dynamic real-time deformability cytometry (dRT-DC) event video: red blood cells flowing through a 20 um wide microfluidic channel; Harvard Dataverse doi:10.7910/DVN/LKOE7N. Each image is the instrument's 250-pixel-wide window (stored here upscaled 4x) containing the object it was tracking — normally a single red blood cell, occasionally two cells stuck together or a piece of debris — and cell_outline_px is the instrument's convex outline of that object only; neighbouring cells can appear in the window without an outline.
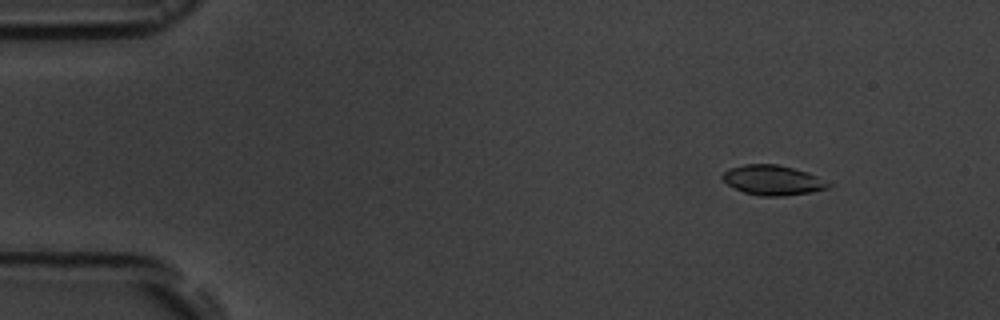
{"species": "common noctule bat (a hibernating species)", "species_latin": "Nyctalus noctula", "temperature_condition": "room temperature", "stored_images_in_passage": 49, "camera_frame_rate_fps": 3000, "um_per_image_px": 0.085, "animal": {"sex": "male", "body_mass_g": 19.5, "forearm_length_mm": 54.6}, "frame": {"image": 1, "passage_image": 1, "time_ms": 0.0, "image_size_px": [1000, 320], "cell_outline_px": [[832, 184], [828, 188], [812, 192], [780, 196], [760, 196], [744, 192], [728, 184], [720, 176], [728, 168], [744, 164], [776, 164], [808, 172]], "centroid_in_image_um": [65.67, 15.31], "position_along_channel_um": 19.3, "area_um2": 18.32}}
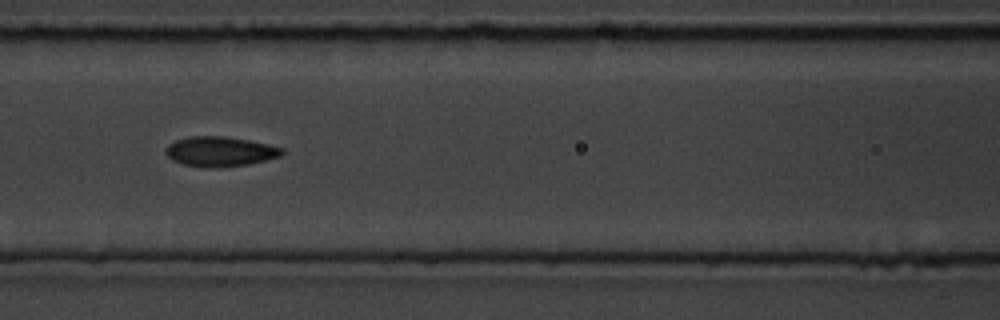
{"frame": {"image": 2, "passage_image": 19, "time_ms": 6.0, "image_size_px": [1000, 320], "cell_outline_px": [[284, 152], [280, 156], [248, 164], [220, 168], [208, 168], [184, 164], [172, 160], [164, 152], [164, 148], [168, 144], [176, 140], [192, 136], [224, 136], [248, 140], [268, 144], [284, 148]], "centroid_in_image_um": [18.68, 12.88], "position_along_channel_um": 147.9, "area_um2": 20.29}}
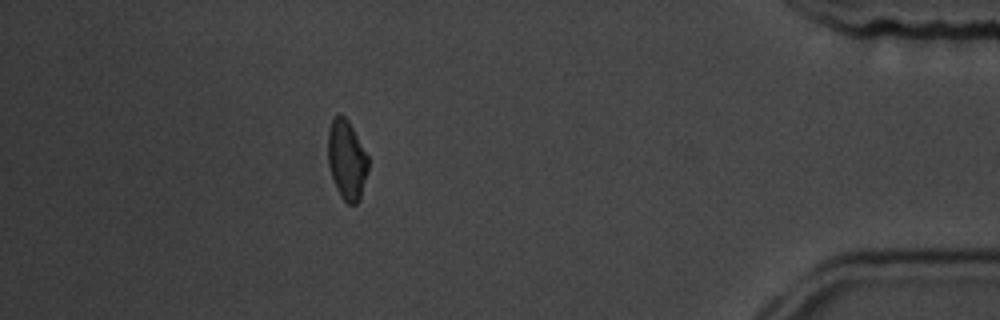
{"frame": {"image": 3, "passage_image": 44, "time_ms": 14.333, "image_size_px": [1000, 320], "cell_outline_px": [[368, 172], [360, 200], [356, 204], [348, 204], [340, 196], [336, 188], [328, 164], [328, 132], [332, 120], [340, 112], [348, 120], [368, 156]], "centroid_in_image_um": [29.48, 13.6], "position_along_channel_um": 405.7, "area_um2": 18.67}}